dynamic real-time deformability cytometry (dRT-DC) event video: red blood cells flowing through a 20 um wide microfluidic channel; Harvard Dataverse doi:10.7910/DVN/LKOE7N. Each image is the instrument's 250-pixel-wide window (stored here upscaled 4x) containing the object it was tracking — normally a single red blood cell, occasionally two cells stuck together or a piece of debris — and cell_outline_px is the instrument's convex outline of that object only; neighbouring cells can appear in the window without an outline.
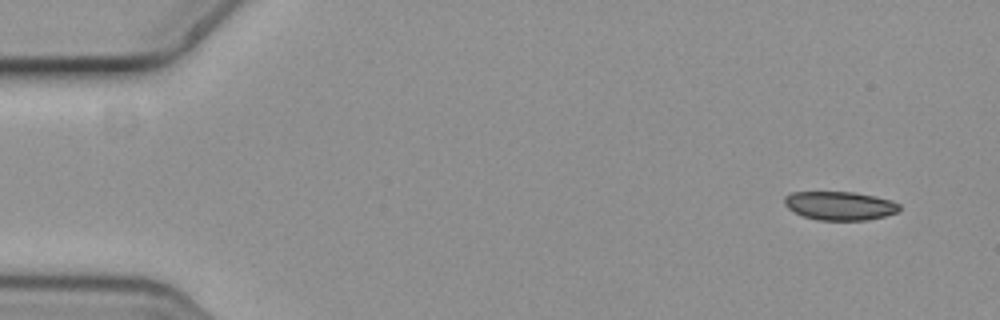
{"species": "common noctule bat (a hibernating species)", "species_latin": "Nyctalus noctula", "temperature_condition": "cold", "stored_images_in_passage": 5, "camera_frame_rate_fps": 3000, "um_per_image_px": 0.085, "animal": {"sex": "female", "body_mass_g": 19.3, "forearm_length_mm": 54.1}, "frame": {"image": 1, "passage_image": 1, "time_ms": 0.0, "image_size_px": [1000, 320], "cell_outline_px": [[900, 208], [896, 212], [884, 216], [864, 220], [820, 220], [804, 216], [788, 208], [784, 204], [784, 196], [792, 192], [852, 192], [876, 196], [892, 200], [900, 204]], "centroid_in_image_um": [71.39, 17.47], "position_along_channel_um": 13.6, "area_um2": 19.07}}